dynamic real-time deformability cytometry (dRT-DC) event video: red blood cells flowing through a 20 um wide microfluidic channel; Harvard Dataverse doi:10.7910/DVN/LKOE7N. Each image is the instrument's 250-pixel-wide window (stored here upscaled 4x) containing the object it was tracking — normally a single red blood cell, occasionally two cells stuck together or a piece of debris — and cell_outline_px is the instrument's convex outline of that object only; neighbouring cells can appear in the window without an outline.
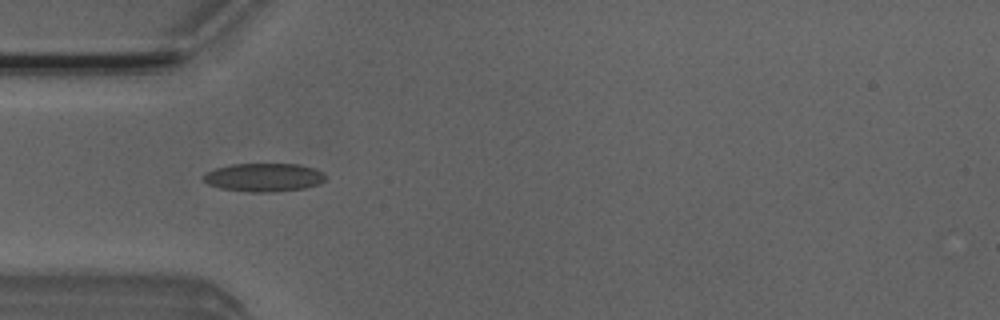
{"species": "Egyptian fruit bat (a non-hibernating species)", "species_latin": "Rousettus aegyptiacus", "temperature_condition": "room temperature", "stored_images_in_passage": 2, "camera_frame_rate_fps": 3000, "um_per_image_px": 0.085, "animal": {"sex": "male"}, "frame": {"image": 1, "passage_image": 1, "time_ms": 0.0, "image_size_px": [1000, 320], "cell_outline_px": [[324, 180], [320, 184], [304, 188], [272, 192], [252, 192], [220, 188], [208, 184], [200, 176], [216, 168], [232, 164], [300, 164], [324, 172]], "centroid_in_image_um": [22.42, 15.07], "position_along_channel_um": 62.6, "area_um2": 20.11}}